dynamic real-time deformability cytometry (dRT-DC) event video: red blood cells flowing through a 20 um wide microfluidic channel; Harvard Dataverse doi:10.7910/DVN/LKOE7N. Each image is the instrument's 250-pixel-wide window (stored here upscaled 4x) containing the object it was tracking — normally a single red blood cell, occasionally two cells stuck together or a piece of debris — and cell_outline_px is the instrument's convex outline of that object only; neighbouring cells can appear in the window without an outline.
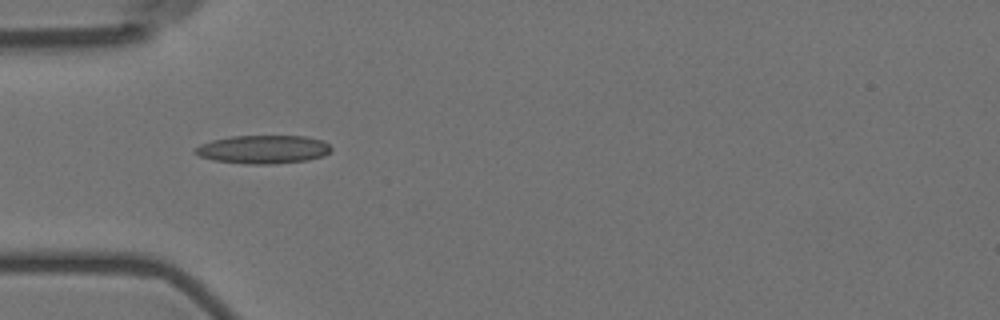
{"species": "Egyptian fruit bat (a non-hibernating species)", "species_latin": "Rousettus aegyptiacus", "temperature_condition": "room temperature", "stored_images_in_passage": 2, "camera_frame_rate_fps": 3000, "um_per_image_px": 0.085, "animal": {"sex": "female"}, "frame": {"image": 1, "passage_image": 1, "time_ms": 0.0, "image_size_px": [1000, 320], "cell_outline_px": [[332, 148], [324, 156], [308, 160], [272, 164], [244, 164], [212, 160], [200, 156], [192, 152], [200, 144], [212, 140], [232, 136], [304, 136], [324, 140]], "centroid_in_image_um": [22.37, 12.7], "position_along_channel_um": 62.6, "area_um2": 22.6}}
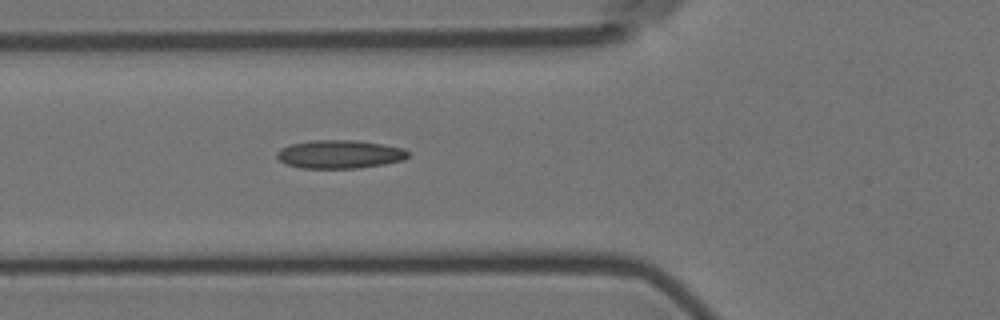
{"frame": {"image": 2, "passage_image": 2, "time_ms": 1.0, "image_size_px": [1000, 320], "cell_outline_px": [[412, 152], [404, 160], [384, 164], [356, 168], [300, 168], [288, 164], [280, 160], [276, 156], [276, 152], [280, 148], [292, 144], [312, 140], [356, 140], [404, 148]], "centroid_in_image_um": [28.9, 13.11], "position_along_channel_um": 96.9, "area_um2": 21.68}}